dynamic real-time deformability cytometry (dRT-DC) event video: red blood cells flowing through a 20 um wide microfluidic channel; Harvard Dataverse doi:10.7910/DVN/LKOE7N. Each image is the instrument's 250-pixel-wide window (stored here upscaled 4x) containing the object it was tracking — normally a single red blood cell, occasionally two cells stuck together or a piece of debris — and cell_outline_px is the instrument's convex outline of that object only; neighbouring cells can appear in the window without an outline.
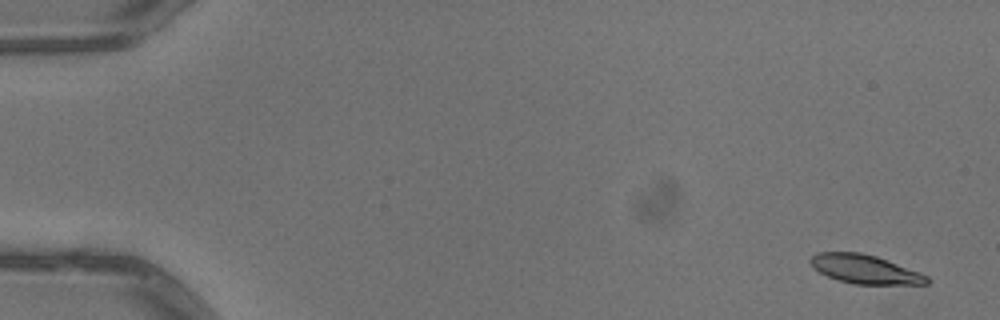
{"species": "common noctule bat (a hibernating species)", "species_latin": "Nyctalus noctula", "temperature_condition": "warm", "stored_images_in_passage": 4, "camera_frame_rate_fps": 3000, "um_per_image_px": 0.085, "animal": {"sex": "male", "body_mass_g": 13.3}, "frame": {"image": 1, "passage_image": 1, "time_ms": 0.0, "image_size_px": [1000, 320], "cell_outline_px": [[928, 284], [856, 284], [840, 280], [828, 276], [812, 268], [808, 260], [816, 252], [860, 252], [876, 256], [888, 260], [928, 276]], "centroid_in_image_um": [73.47, 22.87], "position_along_channel_um": 11.5, "area_um2": 19.42}}
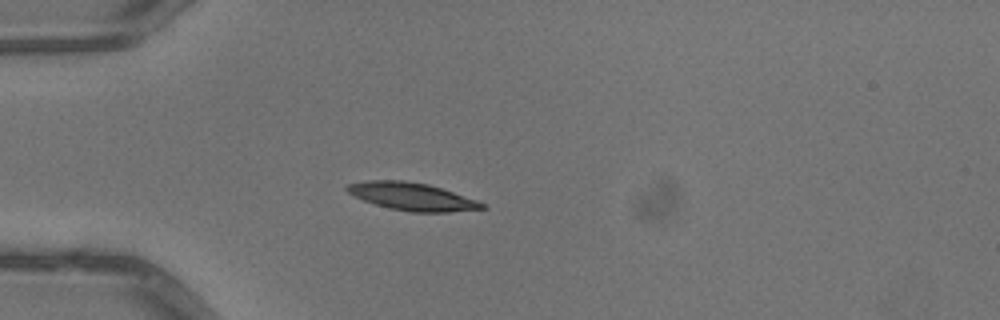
{"frame": {"image": 2, "passage_image": 4, "time_ms": 1.0, "image_size_px": [1000, 320], "cell_outline_px": [[488, 208], [448, 212], [408, 212], [388, 208], [364, 200], [348, 192], [344, 188], [348, 184], [368, 180], [404, 180], [428, 184], [488, 204]], "centroid_in_image_um": [35.04, 16.71], "position_along_channel_um": 50.0, "area_um2": 21.68}}